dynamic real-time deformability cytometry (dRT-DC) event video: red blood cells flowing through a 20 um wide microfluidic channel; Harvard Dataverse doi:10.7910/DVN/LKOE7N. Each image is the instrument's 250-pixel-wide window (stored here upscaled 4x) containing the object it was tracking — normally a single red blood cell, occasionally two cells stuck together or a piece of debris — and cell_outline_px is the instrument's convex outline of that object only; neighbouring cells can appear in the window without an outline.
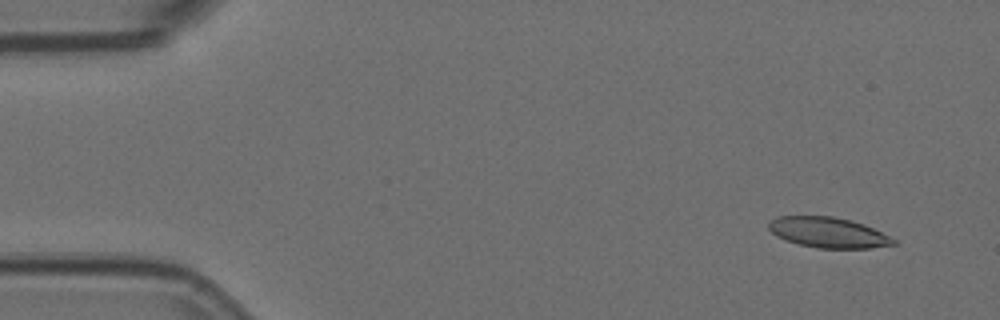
{"species": "Egyptian fruit bat (a non-hibernating species)", "species_latin": "Rousettus aegyptiacus", "temperature_condition": "room temperature", "stored_images_in_passage": 4, "camera_frame_rate_fps": 3000, "um_per_image_px": 0.085, "animal": {"sex": "female"}, "frame": {"image": 1, "passage_image": 1, "time_ms": 0.0, "image_size_px": [1000, 320], "cell_outline_px": [[896, 244], [872, 248], [816, 248], [800, 244], [776, 236], [768, 228], [768, 224], [776, 216], [832, 216], [852, 220], [872, 228], [896, 240]], "centroid_in_image_um": [70.38, 19.76], "position_along_channel_um": 14.6, "area_um2": 21.91}}